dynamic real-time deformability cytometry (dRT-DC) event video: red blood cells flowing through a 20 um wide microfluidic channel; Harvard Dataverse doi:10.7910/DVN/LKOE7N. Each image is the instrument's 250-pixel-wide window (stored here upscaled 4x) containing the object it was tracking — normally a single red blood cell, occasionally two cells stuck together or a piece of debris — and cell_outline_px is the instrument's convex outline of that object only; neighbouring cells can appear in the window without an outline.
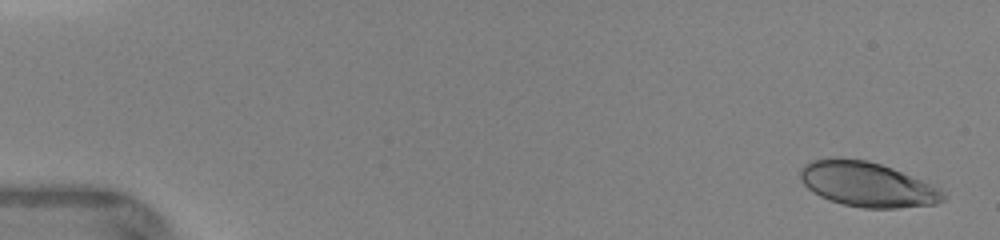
{"species": "human", "species_latin": "Homo sapiens", "temperature_condition": "warm", "stored_images_in_passage": 43, "camera_frame_rate_fps": 3000, "um_per_image_px": 0.085, "donor": {"sex": "female"}, "frame": {"image": 1, "passage_image": 2, "time_ms": 0.333, "image_size_px": [1000, 240], "cell_outline_px": [[948, 196], [944, 200], [936, 204], [896, 208], [864, 208], [844, 204], [820, 196], [808, 188], [800, 180], [800, 168], [804, 164], [812, 160], [832, 156], [840, 156], [868, 160], [892, 168], [940, 188]], "centroid_in_image_um": [73.7, 15.64], "position_along_channel_um": 11.3, "area_um2": 37.51}}
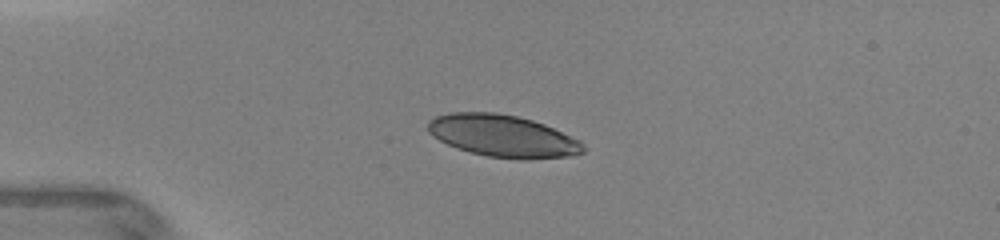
{"frame": {"image": 2, "passage_image": 16, "time_ms": 3.667, "image_size_px": [1000, 240], "cell_outline_px": [[588, 148], [584, 152], [568, 156], [528, 160], [520, 160], [488, 156], [456, 148], [432, 136], [428, 132], [428, 120], [436, 116], [448, 112], [496, 112], [516, 116], [532, 120], [544, 124], [580, 140]], "centroid_in_image_um": [42.75, 11.56], "position_along_channel_um": 42.2, "area_um2": 38.32}}